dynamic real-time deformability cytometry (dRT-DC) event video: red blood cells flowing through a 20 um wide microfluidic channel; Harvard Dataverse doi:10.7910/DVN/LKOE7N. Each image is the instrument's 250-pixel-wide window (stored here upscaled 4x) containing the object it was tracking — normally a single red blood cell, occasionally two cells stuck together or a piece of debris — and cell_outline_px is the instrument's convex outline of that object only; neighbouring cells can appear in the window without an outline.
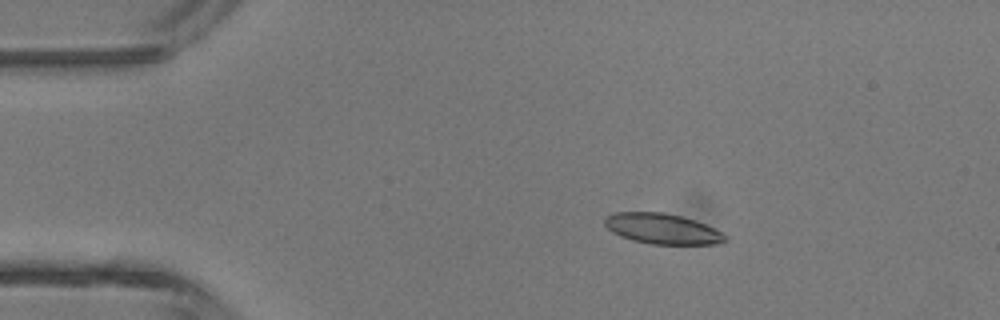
{"species": "common noctule bat (a hibernating species)", "species_latin": "Nyctalus noctula", "temperature_condition": "room temperature", "stored_images_in_passage": 4, "camera_frame_rate_fps": 3000, "um_per_image_px": 0.085, "animal": {"sex": "male", "body_mass_g": 13.3}, "frame": {"image": 1, "passage_image": 1, "time_ms": 0.0, "image_size_px": [1000, 320], "cell_outline_px": [[728, 240], [716, 244], [652, 244], [632, 240], [620, 236], [612, 232], [604, 224], [604, 216], [616, 212], [660, 212], [684, 216], [696, 220], [720, 232]], "centroid_in_image_um": [56.25, 19.43], "position_along_channel_um": 28.8, "area_um2": 21.33}}
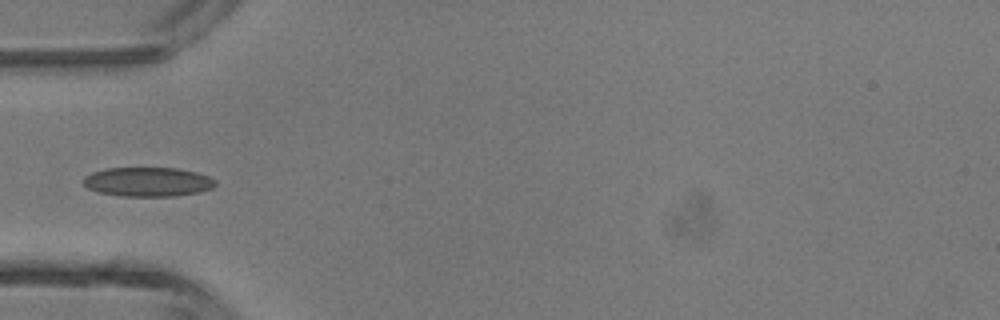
{"frame": {"image": 2, "passage_image": 3, "time_ms": 0.667, "image_size_px": [1000, 320], "cell_outline_px": [[216, 184], [212, 188], [200, 192], [176, 196], [120, 196], [96, 192], [88, 188], [84, 184], [84, 176], [92, 172], [104, 168], [180, 168], [196, 172], [208, 176], [216, 180]], "centroid_in_image_um": [12.56, 15.46], "position_along_channel_um": 72.4, "area_um2": 22.72}}
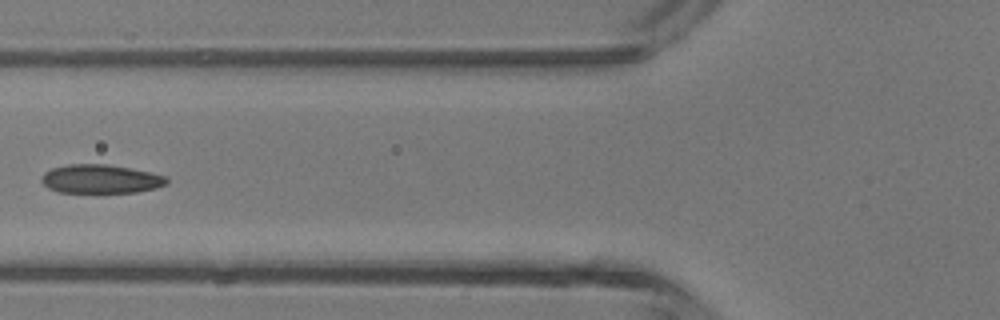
{"frame": {"image": 3, "passage_image": 4, "time_ms": 1.0, "image_size_px": [1000, 320], "cell_outline_px": [[168, 184], [156, 188], [136, 192], [100, 196], [96, 196], [56, 192], [48, 188], [40, 180], [40, 176], [44, 172], [52, 168], [68, 164], [104, 164], [128, 168], [168, 176]], "centroid_in_image_um": [8.51, 15.28], "position_along_channel_um": 117.3, "area_um2": 22.2}}